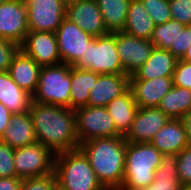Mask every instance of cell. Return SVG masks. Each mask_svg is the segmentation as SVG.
<instances>
[{"instance_id":"27","label":"cell","mask_w":191,"mask_h":190,"mask_svg":"<svg viewBox=\"0 0 191 190\" xmlns=\"http://www.w3.org/2000/svg\"><path fill=\"white\" fill-rule=\"evenodd\" d=\"M96 2L108 32L123 31L131 0H96Z\"/></svg>"},{"instance_id":"11","label":"cell","mask_w":191,"mask_h":190,"mask_svg":"<svg viewBox=\"0 0 191 190\" xmlns=\"http://www.w3.org/2000/svg\"><path fill=\"white\" fill-rule=\"evenodd\" d=\"M28 32L25 0H9L0 4V37L21 46Z\"/></svg>"},{"instance_id":"5","label":"cell","mask_w":191,"mask_h":190,"mask_svg":"<svg viewBox=\"0 0 191 190\" xmlns=\"http://www.w3.org/2000/svg\"><path fill=\"white\" fill-rule=\"evenodd\" d=\"M71 66H44L39 74L33 102L70 108Z\"/></svg>"},{"instance_id":"36","label":"cell","mask_w":191,"mask_h":190,"mask_svg":"<svg viewBox=\"0 0 191 190\" xmlns=\"http://www.w3.org/2000/svg\"><path fill=\"white\" fill-rule=\"evenodd\" d=\"M173 86L191 90V63L179 59L173 73Z\"/></svg>"},{"instance_id":"18","label":"cell","mask_w":191,"mask_h":190,"mask_svg":"<svg viewBox=\"0 0 191 190\" xmlns=\"http://www.w3.org/2000/svg\"><path fill=\"white\" fill-rule=\"evenodd\" d=\"M178 59L169 51L154 47L149 59L138 68L129 80H150L173 76Z\"/></svg>"},{"instance_id":"23","label":"cell","mask_w":191,"mask_h":190,"mask_svg":"<svg viewBox=\"0 0 191 190\" xmlns=\"http://www.w3.org/2000/svg\"><path fill=\"white\" fill-rule=\"evenodd\" d=\"M154 28V21L141 0H131L122 32L140 39L150 40Z\"/></svg>"},{"instance_id":"37","label":"cell","mask_w":191,"mask_h":190,"mask_svg":"<svg viewBox=\"0 0 191 190\" xmlns=\"http://www.w3.org/2000/svg\"><path fill=\"white\" fill-rule=\"evenodd\" d=\"M191 45V25L186 26L177 38V59H182Z\"/></svg>"},{"instance_id":"42","label":"cell","mask_w":191,"mask_h":190,"mask_svg":"<svg viewBox=\"0 0 191 190\" xmlns=\"http://www.w3.org/2000/svg\"><path fill=\"white\" fill-rule=\"evenodd\" d=\"M180 190H191V185L181 186Z\"/></svg>"},{"instance_id":"22","label":"cell","mask_w":191,"mask_h":190,"mask_svg":"<svg viewBox=\"0 0 191 190\" xmlns=\"http://www.w3.org/2000/svg\"><path fill=\"white\" fill-rule=\"evenodd\" d=\"M32 101L33 97L12 80L8 71L0 72V102L12 114L29 111Z\"/></svg>"},{"instance_id":"17","label":"cell","mask_w":191,"mask_h":190,"mask_svg":"<svg viewBox=\"0 0 191 190\" xmlns=\"http://www.w3.org/2000/svg\"><path fill=\"white\" fill-rule=\"evenodd\" d=\"M129 79L126 73L98 74L96 84L89 90L88 106L106 107L129 89Z\"/></svg>"},{"instance_id":"1","label":"cell","mask_w":191,"mask_h":190,"mask_svg":"<svg viewBox=\"0 0 191 190\" xmlns=\"http://www.w3.org/2000/svg\"><path fill=\"white\" fill-rule=\"evenodd\" d=\"M29 114L37 142L55 154L79 148L73 109L32 101Z\"/></svg>"},{"instance_id":"21","label":"cell","mask_w":191,"mask_h":190,"mask_svg":"<svg viewBox=\"0 0 191 190\" xmlns=\"http://www.w3.org/2000/svg\"><path fill=\"white\" fill-rule=\"evenodd\" d=\"M0 141L5 142L13 149L37 142L29 111L12 114L10 124L6 127Z\"/></svg>"},{"instance_id":"40","label":"cell","mask_w":191,"mask_h":190,"mask_svg":"<svg viewBox=\"0 0 191 190\" xmlns=\"http://www.w3.org/2000/svg\"><path fill=\"white\" fill-rule=\"evenodd\" d=\"M187 139L191 145V109L181 118Z\"/></svg>"},{"instance_id":"8","label":"cell","mask_w":191,"mask_h":190,"mask_svg":"<svg viewBox=\"0 0 191 190\" xmlns=\"http://www.w3.org/2000/svg\"><path fill=\"white\" fill-rule=\"evenodd\" d=\"M56 154L45 145L35 142L14 150L16 176L22 179L54 173Z\"/></svg>"},{"instance_id":"7","label":"cell","mask_w":191,"mask_h":190,"mask_svg":"<svg viewBox=\"0 0 191 190\" xmlns=\"http://www.w3.org/2000/svg\"><path fill=\"white\" fill-rule=\"evenodd\" d=\"M74 111L79 144L96 138L122 136L106 107L83 106Z\"/></svg>"},{"instance_id":"39","label":"cell","mask_w":191,"mask_h":190,"mask_svg":"<svg viewBox=\"0 0 191 190\" xmlns=\"http://www.w3.org/2000/svg\"><path fill=\"white\" fill-rule=\"evenodd\" d=\"M12 113L0 102V138L2 137L6 127L10 124Z\"/></svg>"},{"instance_id":"24","label":"cell","mask_w":191,"mask_h":190,"mask_svg":"<svg viewBox=\"0 0 191 190\" xmlns=\"http://www.w3.org/2000/svg\"><path fill=\"white\" fill-rule=\"evenodd\" d=\"M106 108L115 123L116 130L125 136L130 130L138 110L131 90L128 89L124 94L112 100Z\"/></svg>"},{"instance_id":"38","label":"cell","mask_w":191,"mask_h":190,"mask_svg":"<svg viewBox=\"0 0 191 190\" xmlns=\"http://www.w3.org/2000/svg\"><path fill=\"white\" fill-rule=\"evenodd\" d=\"M23 179L20 177L0 178V190H20Z\"/></svg>"},{"instance_id":"32","label":"cell","mask_w":191,"mask_h":190,"mask_svg":"<svg viewBox=\"0 0 191 190\" xmlns=\"http://www.w3.org/2000/svg\"><path fill=\"white\" fill-rule=\"evenodd\" d=\"M55 173L41 177L24 178L20 190H57Z\"/></svg>"},{"instance_id":"35","label":"cell","mask_w":191,"mask_h":190,"mask_svg":"<svg viewBox=\"0 0 191 190\" xmlns=\"http://www.w3.org/2000/svg\"><path fill=\"white\" fill-rule=\"evenodd\" d=\"M19 50L20 46L18 44L0 37V72L9 70L12 60Z\"/></svg>"},{"instance_id":"2","label":"cell","mask_w":191,"mask_h":190,"mask_svg":"<svg viewBox=\"0 0 191 190\" xmlns=\"http://www.w3.org/2000/svg\"><path fill=\"white\" fill-rule=\"evenodd\" d=\"M100 183L106 190H119L124 179L127 142L124 136L102 137L80 143Z\"/></svg>"},{"instance_id":"13","label":"cell","mask_w":191,"mask_h":190,"mask_svg":"<svg viewBox=\"0 0 191 190\" xmlns=\"http://www.w3.org/2000/svg\"><path fill=\"white\" fill-rule=\"evenodd\" d=\"M20 49L41 67L62 63L55 33L29 31Z\"/></svg>"},{"instance_id":"20","label":"cell","mask_w":191,"mask_h":190,"mask_svg":"<svg viewBox=\"0 0 191 190\" xmlns=\"http://www.w3.org/2000/svg\"><path fill=\"white\" fill-rule=\"evenodd\" d=\"M41 68V66L20 49L14 56L8 72L12 80L21 89L33 96L38 87Z\"/></svg>"},{"instance_id":"10","label":"cell","mask_w":191,"mask_h":190,"mask_svg":"<svg viewBox=\"0 0 191 190\" xmlns=\"http://www.w3.org/2000/svg\"><path fill=\"white\" fill-rule=\"evenodd\" d=\"M62 63L75 66L85 55L87 44L94 38L65 18L55 32Z\"/></svg>"},{"instance_id":"43","label":"cell","mask_w":191,"mask_h":190,"mask_svg":"<svg viewBox=\"0 0 191 190\" xmlns=\"http://www.w3.org/2000/svg\"><path fill=\"white\" fill-rule=\"evenodd\" d=\"M62 1L67 5V4L76 2L77 0H62Z\"/></svg>"},{"instance_id":"33","label":"cell","mask_w":191,"mask_h":190,"mask_svg":"<svg viewBox=\"0 0 191 190\" xmlns=\"http://www.w3.org/2000/svg\"><path fill=\"white\" fill-rule=\"evenodd\" d=\"M14 150L8 144L0 141V178L16 177L14 166Z\"/></svg>"},{"instance_id":"6","label":"cell","mask_w":191,"mask_h":190,"mask_svg":"<svg viewBox=\"0 0 191 190\" xmlns=\"http://www.w3.org/2000/svg\"><path fill=\"white\" fill-rule=\"evenodd\" d=\"M75 67L92 70L98 74L125 73L116 48V36L109 33L93 38L87 44L85 55Z\"/></svg>"},{"instance_id":"31","label":"cell","mask_w":191,"mask_h":190,"mask_svg":"<svg viewBox=\"0 0 191 190\" xmlns=\"http://www.w3.org/2000/svg\"><path fill=\"white\" fill-rule=\"evenodd\" d=\"M176 163L181 186L191 185V145L183 148L176 155Z\"/></svg>"},{"instance_id":"16","label":"cell","mask_w":191,"mask_h":190,"mask_svg":"<svg viewBox=\"0 0 191 190\" xmlns=\"http://www.w3.org/2000/svg\"><path fill=\"white\" fill-rule=\"evenodd\" d=\"M172 87L173 76L150 80H129V89L138 108L157 107Z\"/></svg>"},{"instance_id":"9","label":"cell","mask_w":191,"mask_h":190,"mask_svg":"<svg viewBox=\"0 0 191 190\" xmlns=\"http://www.w3.org/2000/svg\"><path fill=\"white\" fill-rule=\"evenodd\" d=\"M29 31L55 33L66 18L62 0H25Z\"/></svg>"},{"instance_id":"29","label":"cell","mask_w":191,"mask_h":190,"mask_svg":"<svg viewBox=\"0 0 191 190\" xmlns=\"http://www.w3.org/2000/svg\"><path fill=\"white\" fill-rule=\"evenodd\" d=\"M185 27L175 19L155 25L150 41L154 47L169 50L177 58V38Z\"/></svg>"},{"instance_id":"3","label":"cell","mask_w":191,"mask_h":190,"mask_svg":"<svg viewBox=\"0 0 191 190\" xmlns=\"http://www.w3.org/2000/svg\"><path fill=\"white\" fill-rule=\"evenodd\" d=\"M54 173L58 190H106L80 148L57 153Z\"/></svg>"},{"instance_id":"25","label":"cell","mask_w":191,"mask_h":190,"mask_svg":"<svg viewBox=\"0 0 191 190\" xmlns=\"http://www.w3.org/2000/svg\"><path fill=\"white\" fill-rule=\"evenodd\" d=\"M97 79L98 73L71 66L70 109L88 106L89 90Z\"/></svg>"},{"instance_id":"30","label":"cell","mask_w":191,"mask_h":190,"mask_svg":"<svg viewBox=\"0 0 191 190\" xmlns=\"http://www.w3.org/2000/svg\"><path fill=\"white\" fill-rule=\"evenodd\" d=\"M155 25L171 20L169 0H141Z\"/></svg>"},{"instance_id":"28","label":"cell","mask_w":191,"mask_h":190,"mask_svg":"<svg viewBox=\"0 0 191 190\" xmlns=\"http://www.w3.org/2000/svg\"><path fill=\"white\" fill-rule=\"evenodd\" d=\"M157 107L169 118L181 119L191 109V90L173 86Z\"/></svg>"},{"instance_id":"44","label":"cell","mask_w":191,"mask_h":190,"mask_svg":"<svg viewBox=\"0 0 191 190\" xmlns=\"http://www.w3.org/2000/svg\"><path fill=\"white\" fill-rule=\"evenodd\" d=\"M9 0H0V4H3V3H6L8 2Z\"/></svg>"},{"instance_id":"19","label":"cell","mask_w":191,"mask_h":190,"mask_svg":"<svg viewBox=\"0 0 191 190\" xmlns=\"http://www.w3.org/2000/svg\"><path fill=\"white\" fill-rule=\"evenodd\" d=\"M150 143L163 155H177L189 141L181 119L170 120L155 134Z\"/></svg>"},{"instance_id":"26","label":"cell","mask_w":191,"mask_h":190,"mask_svg":"<svg viewBox=\"0 0 191 190\" xmlns=\"http://www.w3.org/2000/svg\"><path fill=\"white\" fill-rule=\"evenodd\" d=\"M179 173L176 155H163L159 168L155 172L154 181L146 188L138 190H180Z\"/></svg>"},{"instance_id":"4","label":"cell","mask_w":191,"mask_h":190,"mask_svg":"<svg viewBox=\"0 0 191 190\" xmlns=\"http://www.w3.org/2000/svg\"><path fill=\"white\" fill-rule=\"evenodd\" d=\"M163 154L151 143L127 142L124 179L119 190H138L149 186Z\"/></svg>"},{"instance_id":"12","label":"cell","mask_w":191,"mask_h":190,"mask_svg":"<svg viewBox=\"0 0 191 190\" xmlns=\"http://www.w3.org/2000/svg\"><path fill=\"white\" fill-rule=\"evenodd\" d=\"M116 48L124 72L132 75L150 57L154 45L150 40L140 39L124 32H114Z\"/></svg>"},{"instance_id":"15","label":"cell","mask_w":191,"mask_h":190,"mask_svg":"<svg viewBox=\"0 0 191 190\" xmlns=\"http://www.w3.org/2000/svg\"><path fill=\"white\" fill-rule=\"evenodd\" d=\"M170 120L158 107L138 108L132 126L124 136L126 142L150 143Z\"/></svg>"},{"instance_id":"41","label":"cell","mask_w":191,"mask_h":190,"mask_svg":"<svg viewBox=\"0 0 191 190\" xmlns=\"http://www.w3.org/2000/svg\"><path fill=\"white\" fill-rule=\"evenodd\" d=\"M182 60L191 63V45L190 47L187 49V52L185 53V55L183 56Z\"/></svg>"},{"instance_id":"14","label":"cell","mask_w":191,"mask_h":190,"mask_svg":"<svg viewBox=\"0 0 191 190\" xmlns=\"http://www.w3.org/2000/svg\"><path fill=\"white\" fill-rule=\"evenodd\" d=\"M65 16L94 38L109 34L96 0H77L67 4Z\"/></svg>"},{"instance_id":"34","label":"cell","mask_w":191,"mask_h":190,"mask_svg":"<svg viewBox=\"0 0 191 190\" xmlns=\"http://www.w3.org/2000/svg\"><path fill=\"white\" fill-rule=\"evenodd\" d=\"M169 5L172 19L191 25V0H169Z\"/></svg>"}]
</instances>
